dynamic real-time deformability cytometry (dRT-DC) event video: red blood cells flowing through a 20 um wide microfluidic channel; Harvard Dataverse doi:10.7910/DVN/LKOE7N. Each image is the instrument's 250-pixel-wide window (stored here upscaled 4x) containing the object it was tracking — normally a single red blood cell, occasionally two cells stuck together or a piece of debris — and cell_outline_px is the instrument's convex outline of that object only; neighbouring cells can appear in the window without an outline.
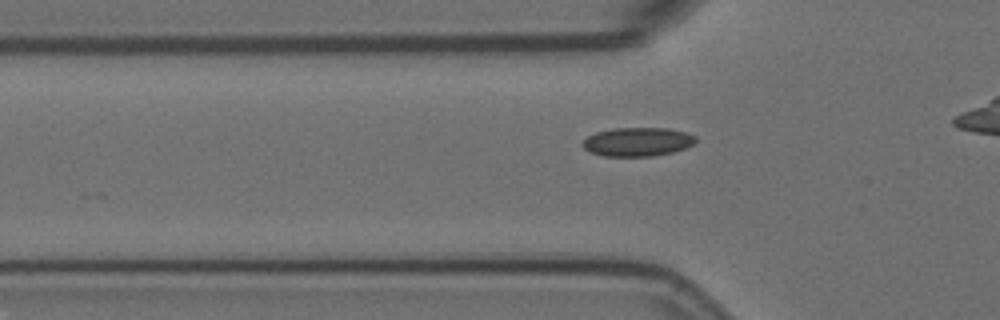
{"species": "Egyptian fruit bat (a non-hibernating species)", "species_latin": "Rousettus aegyptiacus", "temperature_condition": "room temperature", "stored_images_in_passage": 39, "camera_frame_rate_fps": 3000, "um_per_image_px": 0.085, "animal": {"sex": "female"}, "frame": {"image": 1, "passage_image": 6, "time_ms": 1.667, "image_size_px": [1000, 320], "cell_outline_px": [[696, 140], [692, 144], [684, 148], [672, 152], [652, 156], [604, 156], [588, 152], [580, 144], [588, 136], [596, 132], [612, 128], [668, 128], [684, 132], [696, 136]], "centroid_in_image_um": [54.14, 12.05], "position_along_channel_um": 71.7, "area_um2": 18.96}}
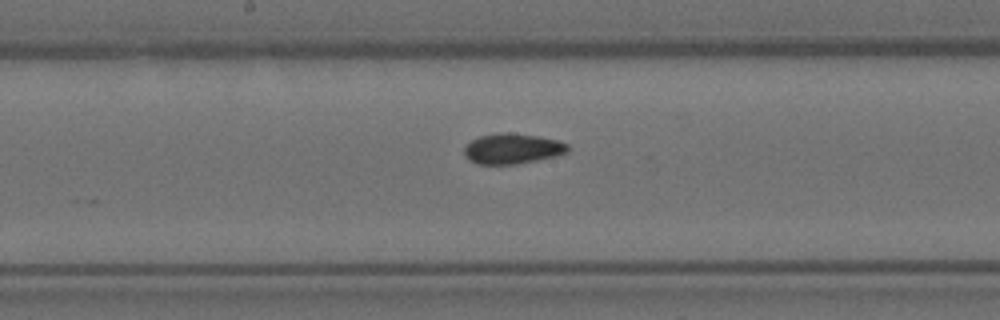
{"frame": {"image": 2, "passage_image": 17, "time_ms": 5.333, "image_size_px": [1000, 320], "cell_outline_px": [[568, 152], [556, 156], [516, 164], [476, 164], [468, 160], [464, 156], [464, 148], [472, 140], [480, 136], [500, 132], [512, 132], [540, 136], [556, 140], [568, 144]], "centroid_in_image_um": [43.54, 12.63], "position_along_channel_um": 204.7, "area_um2": 18.44}}
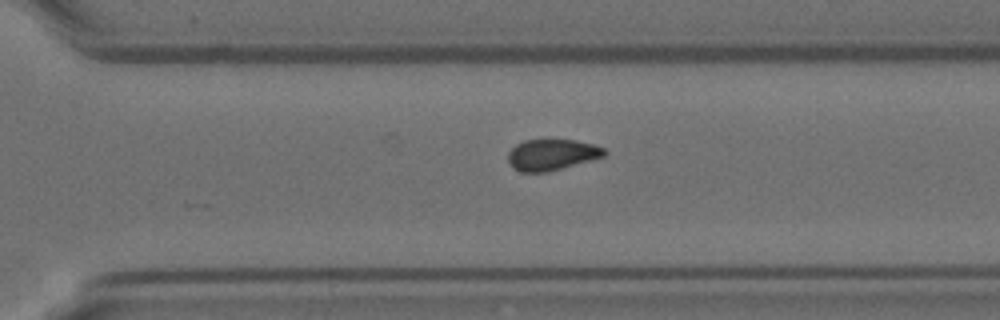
{"frame": {"image": 3, "passage_image": 27, "time_ms": 8.667, "image_size_px": [1000, 320], "cell_outline_px": [[608, 152], [604, 156], [548, 172], [520, 172], [508, 160], [508, 152], [516, 144], [524, 140], [576, 140], [592, 144], [604, 148]], "centroid_in_image_um": [46.91, 13.14], "position_along_channel_um": 323.7, "area_um2": 17.22}}